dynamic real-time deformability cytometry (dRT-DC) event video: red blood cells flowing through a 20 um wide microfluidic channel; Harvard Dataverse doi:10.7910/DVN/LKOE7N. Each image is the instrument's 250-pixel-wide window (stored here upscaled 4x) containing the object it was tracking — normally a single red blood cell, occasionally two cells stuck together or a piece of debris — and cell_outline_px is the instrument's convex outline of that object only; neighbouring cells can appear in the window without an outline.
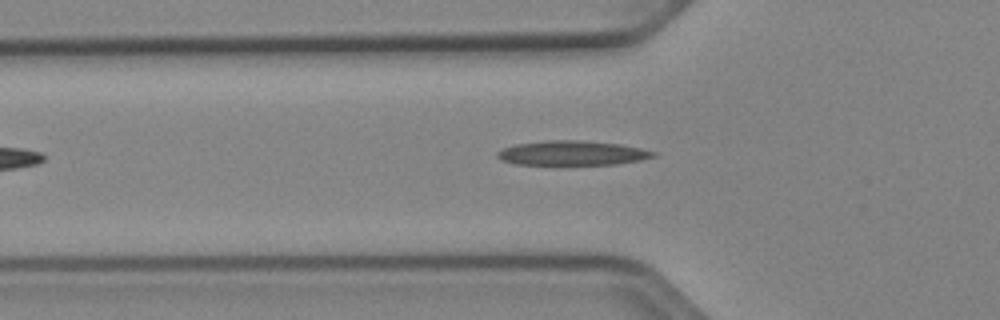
{"species": "Egyptian fruit bat (a non-hibernating species)", "species_latin": "Rousettus aegyptiacus", "temperature_condition": "cold", "stored_images_in_passage": 44, "segment_of_instrument_passage": [1, 2], "camera_frame_rate_fps": 3000, "um_per_image_px": 0.085, "animal": {"sex": "female"}, "frame": {"image": 1, "passage_image": 9, "time_ms": 2.667, "image_size_px": [1000, 320], "cell_outline_px": [[656, 156], [640, 160], [616, 164], [560, 168], [552, 168], [516, 164], [500, 160], [496, 156], [496, 152], [504, 148], [516, 144], [548, 140], [580, 140], [620, 144], [640, 148], [656, 152]], "centroid_in_image_um": [48.57, 13.07], "position_along_channel_um": 77.2, "area_um2": 23.7}}
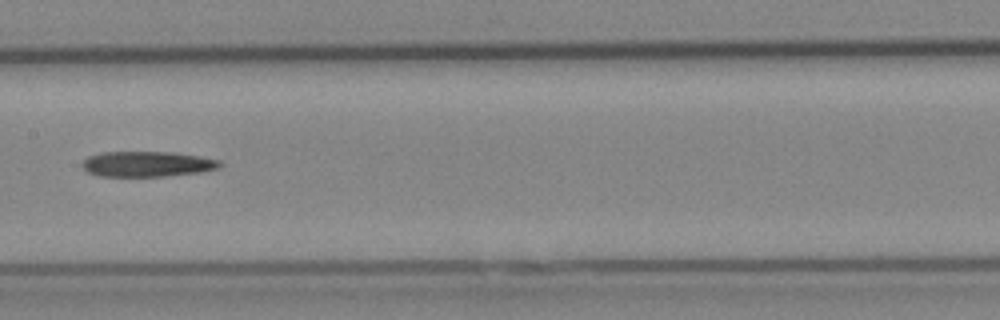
{"frame": {"image": 2, "passage_image": 18, "time_ms": 5.667, "image_size_px": [1000, 320], "cell_outline_px": [[224, 164], [220, 168], [200, 172], [164, 176], [96, 176], [88, 172], [80, 164], [88, 156], [100, 152], [172, 152], [200, 156], [220, 160]], "centroid_in_image_um": [12.52, 13.94], "position_along_channel_um": 194.9, "area_um2": 20.52}}
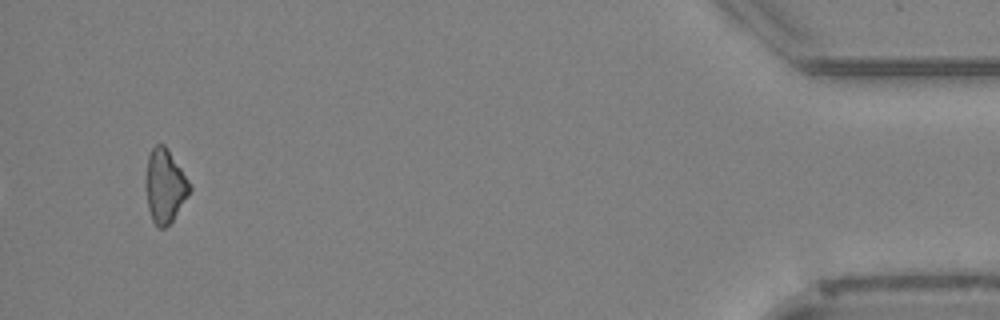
{"frame": {"image": 3, "passage_image": 41, "time_ms": 13.333, "image_size_px": [1000, 320], "cell_outline_px": [[192, 188], [188, 196], [172, 220], [164, 228], [160, 228], [152, 220], [148, 208], [144, 188], [144, 180], [148, 156], [152, 148], [156, 144], [164, 144], [192, 184]], "centroid_in_image_um": [14.0, 15.79], "position_along_channel_um": 421.2, "area_um2": 19.02}}